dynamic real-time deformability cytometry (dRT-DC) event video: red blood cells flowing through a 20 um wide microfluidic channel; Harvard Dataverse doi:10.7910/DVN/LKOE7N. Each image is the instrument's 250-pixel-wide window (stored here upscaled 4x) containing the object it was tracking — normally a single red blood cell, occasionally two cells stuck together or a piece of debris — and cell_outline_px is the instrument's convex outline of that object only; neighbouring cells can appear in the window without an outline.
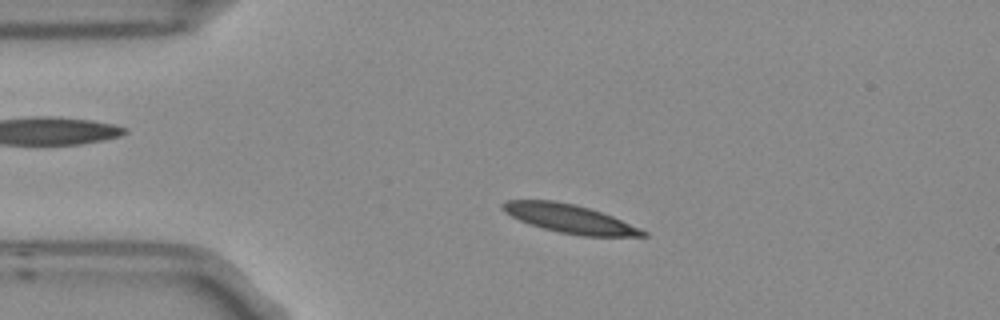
{"species": "Egyptian fruit bat (a non-hibernating species)", "species_latin": "Rousettus aegyptiacus", "temperature_condition": "room temperature", "stored_images_in_passage": 3, "camera_frame_rate_fps": 3000, "um_per_image_px": 0.085, "frame": {"image": 1, "passage_image": 2, "time_ms": 0.333, "image_size_px": [1000, 320], "cell_outline_px": [[648, 236], [580, 236], [560, 232], [528, 224], [504, 212], [500, 208], [500, 204], [504, 200], [552, 200], [576, 204], [612, 216], [640, 228], [648, 232]], "centroid_in_image_um": [48.38, 18.58], "position_along_channel_um": 36.6, "area_um2": 23.29}}